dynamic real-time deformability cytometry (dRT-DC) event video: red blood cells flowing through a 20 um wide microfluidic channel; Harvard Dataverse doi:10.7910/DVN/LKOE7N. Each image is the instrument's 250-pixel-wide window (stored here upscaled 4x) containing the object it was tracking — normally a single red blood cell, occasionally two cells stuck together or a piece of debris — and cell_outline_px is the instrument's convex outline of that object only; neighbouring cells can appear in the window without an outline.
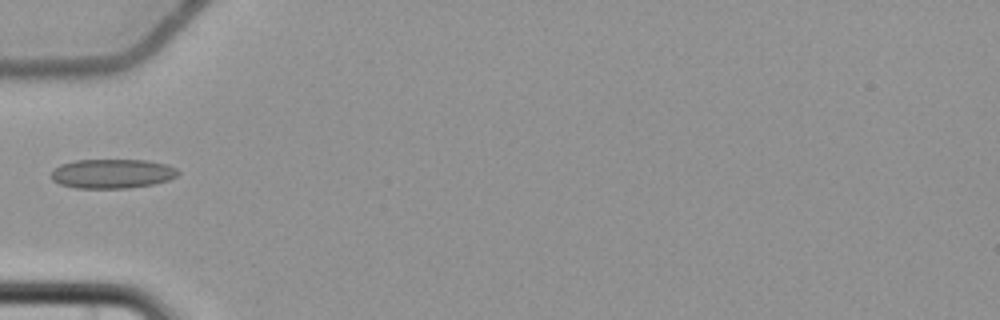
{"species": "common noctule bat (a hibernating species)", "species_latin": "Nyctalus noctula", "temperature_condition": "cold", "stored_images_in_passage": 5, "camera_frame_rate_fps": 3000, "um_per_image_px": 0.085, "animal": {"sex": "female", "body_mass_g": 22.7, "forearm_length_mm": 54.2}, "frame": {"image": 1, "passage_image": 5, "time_ms": 6.0, "image_size_px": [1000, 320], "cell_outline_px": [[180, 172], [176, 176], [168, 180], [152, 184], [128, 188], [76, 188], [60, 184], [52, 180], [52, 172], [60, 164], [76, 160], [144, 160], [168, 164], [176, 168]], "centroid_in_image_um": [9.55, 14.76], "position_along_channel_um": 75.4, "area_um2": 21.62}}